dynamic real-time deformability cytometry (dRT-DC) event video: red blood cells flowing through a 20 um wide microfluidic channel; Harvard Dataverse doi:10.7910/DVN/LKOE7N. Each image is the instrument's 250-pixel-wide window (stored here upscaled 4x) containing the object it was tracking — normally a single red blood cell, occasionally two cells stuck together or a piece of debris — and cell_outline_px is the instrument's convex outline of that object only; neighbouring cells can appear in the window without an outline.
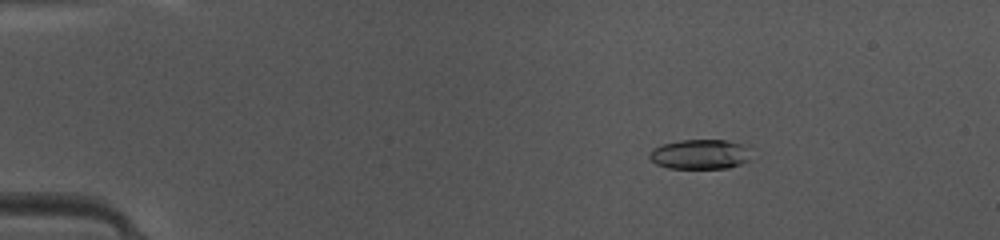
{"species": "common noctule bat (a hibernating species)", "species_latin": "Nyctalus noctula", "temperature_condition": "warm", "stored_images_in_passage": 47, "camera_frame_rate_fps": 3000, "um_per_image_px": 0.085, "animal": {"sex": "female", "body_mass_g": 10.0, "forearm_length_mm": 53.1}, "frame": {"image": 1, "passage_image": 7, "time_ms": 2.0, "image_size_px": [1000, 240], "cell_outline_px": [[752, 144], [748, 160], [740, 164], [728, 168], [668, 168], [656, 164], [648, 156], [648, 152], [652, 148], [664, 144], [680, 140], [728, 140]], "centroid_in_image_um": [59.56, 13.09], "position_along_channel_um": 25.4, "area_um2": 18.03}}
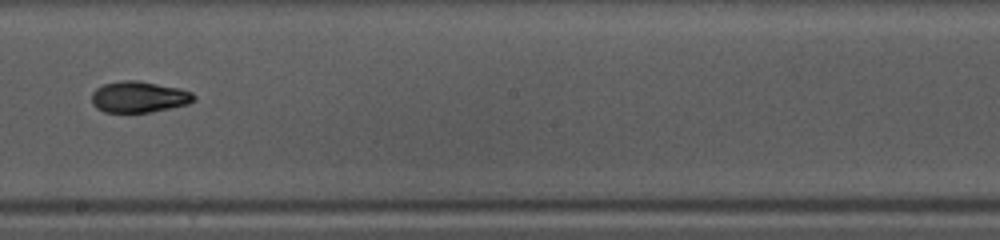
{"frame": {"image": 2, "passage_image": 27, "time_ms": 8.667, "image_size_px": [1000, 240], "cell_outline_px": [[196, 100], [188, 104], [152, 112], [104, 112], [96, 108], [92, 104], [92, 92], [96, 88], [104, 84], [120, 80], [136, 80], [180, 88], [192, 92], [196, 96]], "centroid_in_image_um": [11.82, 8.24], "position_along_channel_um": 236.4, "area_um2": 18.73}}
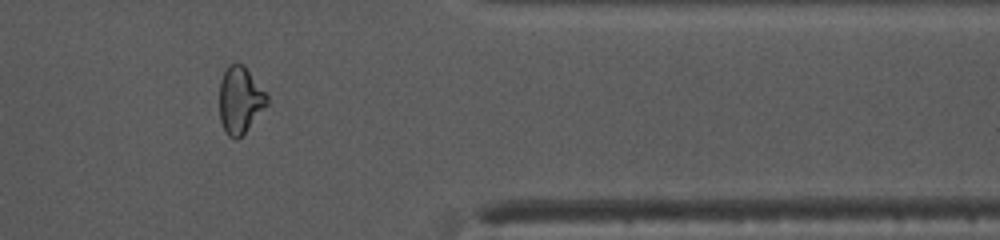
{"frame": {"image": 3, "passage_image": 39, "time_ms": 12.667, "image_size_px": [1000, 240], "cell_outline_px": [[268, 104], [244, 132], [236, 140], [228, 136], [220, 120], [220, 80], [228, 64], [244, 64], [268, 96]], "centroid_in_image_um": [20.4, 8.48], "position_along_channel_um": 391.0, "area_um2": 18.26}, "authors_computed_cell_mechanics": {"area_um2": 18.3804, "velocity_mm_per_s": 4.1943, "shape_relaxation_time_tau1_ms": 3.4027, "shape_relaxation_time_tau2_ms": 3.4694, "deformation_change_tau1": 0.1666, "deformation_change_tau2": 0.063}}